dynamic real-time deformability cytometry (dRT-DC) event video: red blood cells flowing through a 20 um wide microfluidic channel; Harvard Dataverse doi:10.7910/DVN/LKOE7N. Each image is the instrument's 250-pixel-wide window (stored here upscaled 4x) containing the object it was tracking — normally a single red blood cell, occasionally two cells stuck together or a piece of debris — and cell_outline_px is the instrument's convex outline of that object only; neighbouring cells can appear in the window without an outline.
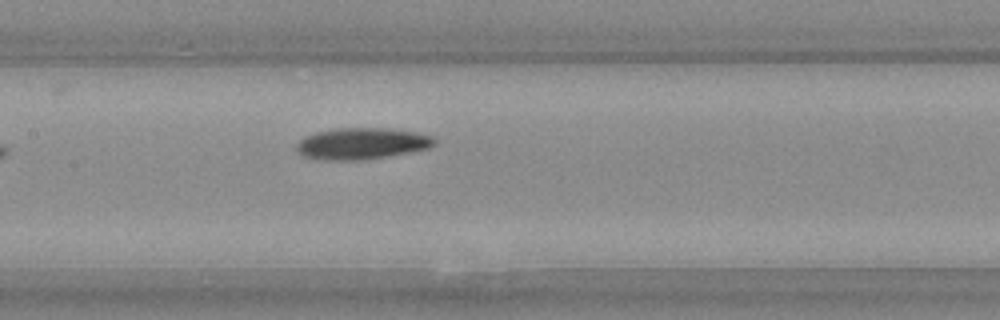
{"species": "Egyptian fruit bat (a non-hibernating species)", "species_latin": "Rousettus aegyptiacus", "temperature_condition": "warm", "stored_images_in_passage": 19, "camera_frame_rate_fps": 3000, "um_per_image_px": 0.085, "animal": {"sex": "female"}, "frame": {"image": 1, "passage_image": 6, "time_ms": 1.667, "image_size_px": [1000, 320], "cell_outline_px": [[436, 144], [428, 148], [412, 152], [364, 160], [328, 160], [304, 156], [296, 152], [296, 144], [304, 136], [316, 132], [336, 128], [384, 128], [416, 132], [432, 136], [436, 140]], "centroid_in_image_um": [30.75, 12.2], "position_along_channel_um": 176.6, "area_um2": 25.37}}
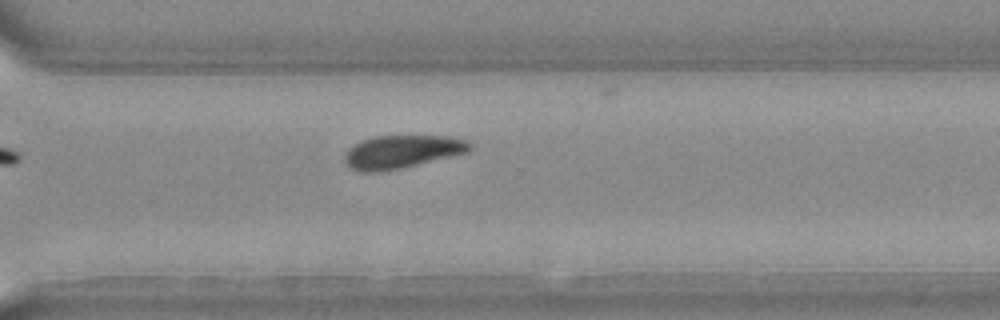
{"frame": {"image": 2, "passage_image": 14, "time_ms": 4.333, "image_size_px": [1000, 320], "cell_outline_px": [[472, 148], [468, 152], [400, 168], [372, 172], [364, 172], [352, 168], [344, 160], [344, 156], [348, 148], [352, 144], [360, 140], [376, 136], [448, 136], [468, 140], [472, 144]], "centroid_in_image_um": [34.16, 12.87], "position_along_channel_um": 336.4, "area_um2": 23.93}}